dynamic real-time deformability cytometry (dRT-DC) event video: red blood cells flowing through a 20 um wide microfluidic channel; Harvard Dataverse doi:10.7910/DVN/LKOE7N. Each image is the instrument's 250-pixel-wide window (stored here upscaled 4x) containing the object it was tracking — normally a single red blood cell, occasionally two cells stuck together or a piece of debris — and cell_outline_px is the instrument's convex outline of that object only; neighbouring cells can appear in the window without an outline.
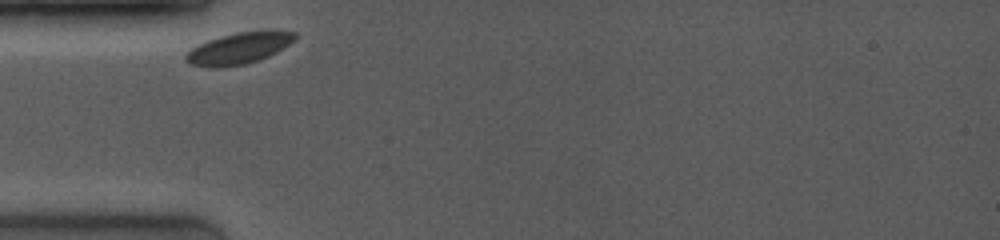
{"species": "common noctule bat (a hibernating species)", "species_latin": "Nyctalus noctula", "temperature_condition": "room temperature", "stored_images_in_passage": 31, "camera_frame_rate_fps": 4000, "um_per_image_px": 0.085, "animal": {"sex": "female", "body_mass_g": 19.0, "forearm_length_mm": 53.3}, "frame": {"image": 1, "passage_image": 1, "time_ms": 0.0, "image_size_px": [1000, 240], "cell_outline_px": [[296, 36], [288, 44], [276, 52], [268, 56], [244, 64], [220, 68], [208, 68], [192, 64], [184, 60], [184, 56], [192, 48], [208, 40], [220, 36], [236, 32], [296, 32]], "centroid_in_image_um": [20.2, 4.14], "position_along_channel_um": 64.8, "area_um2": 19.36}}
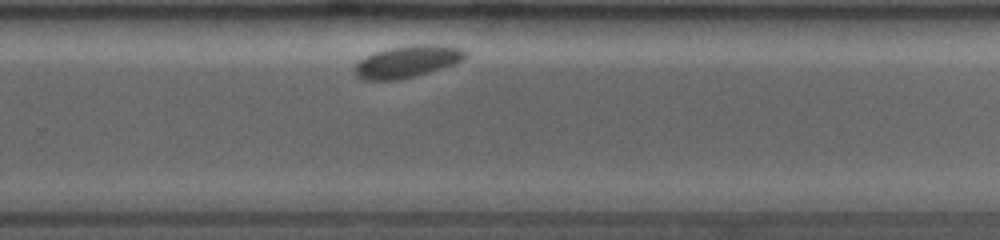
{"frame": {"image": 2, "passage_image": 19, "time_ms": 6.5, "image_size_px": [1000, 240], "cell_outline_px": [[468, 56], [464, 60], [456, 64], [400, 80], [364, 80], [356, 76], [356, 64], [360, 60], [376, 52], [388, 48], [416, 44], [436, 44], [460, 48], [468, 52]], "centroid_in_image_um": [34.69, 5.23], "position_along_channel_um": 295.1, "area_um2": 20.58}}
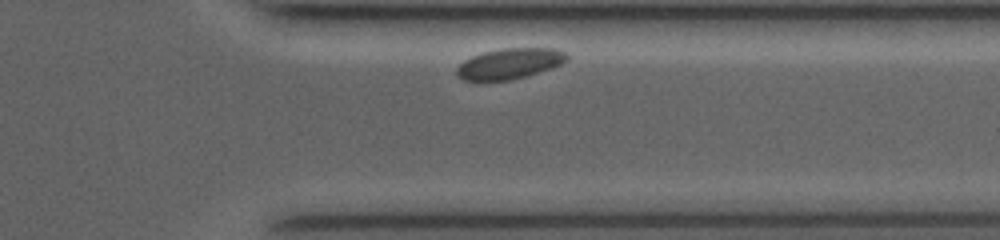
{"frame": {"image": 3, "passage_image": 27, "time_ms": 8.5, "image_size_px": [1000, 240], "cell_outline_px": [[568, 60], [552, 68], [512, 80], [464, 80], [456, 76], [456, 68], [464, 60], [472, 56], [484, 52], [504, 48], [556, 48], [564, 52], [568, 56]], "centroid_in_image_um": [43.32, 5.4], "position_along_channel_um": 368.1, "area_um2": 19.59}}